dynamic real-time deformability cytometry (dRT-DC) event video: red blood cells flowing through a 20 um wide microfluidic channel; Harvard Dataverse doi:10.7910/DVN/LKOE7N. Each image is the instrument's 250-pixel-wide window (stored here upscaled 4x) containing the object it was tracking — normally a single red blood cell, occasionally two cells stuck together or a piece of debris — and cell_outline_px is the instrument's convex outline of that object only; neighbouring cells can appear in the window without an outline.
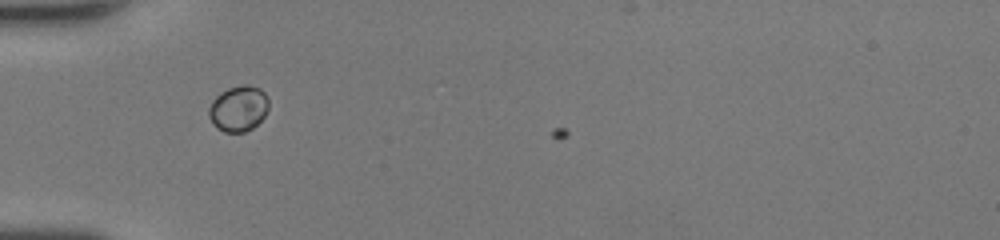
{"species": "human", "species_latin": "Homo sapiens", "temperature_condition": "room temperature", "stored_images_in_passage": 38, "camera_frame_rate_fps": 3000, "um_per_image_px": 0.085, "donor": {"sex": "female"}, "frame": {"image": 1, "passage_image": 6, "time_ms": 1.667, "image_size_px": [1000, 240], "cell_outline_px": [[268, 108], [264, 116], [252, 128], [244, 132], [224, 132], [216, 128], [212, 124], [208, 116], [208, 108], [212, 100], [220, 92], [228, 88], [244, 84], [248, 84], [260, 88], [264, 92], [268, 100]], "centroid_in_image_um": [20.24, 9.22], "position_along_channel_um": 64.8, "area_um2": 16.07}}
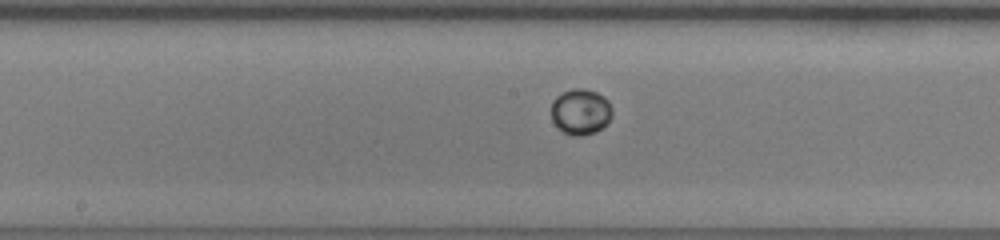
{"frame": {"image": 2, "passage_image": 16, "time_ms": 5.0, "image_size_px": [1000, 240], "cell_outline_px": [[612, 116], [596, 132], [580, 136], [572, 136], [564, 132], [552, 120], [552, 100], [556, 96], [572, 88], [580, 88], [596, 92], [604, 96], [608, 100], [612, 108]], "centroid_in_image_um": [49.35, 9.48], "position_along_channel_um": 198.8, "area_um2": 16.13}}